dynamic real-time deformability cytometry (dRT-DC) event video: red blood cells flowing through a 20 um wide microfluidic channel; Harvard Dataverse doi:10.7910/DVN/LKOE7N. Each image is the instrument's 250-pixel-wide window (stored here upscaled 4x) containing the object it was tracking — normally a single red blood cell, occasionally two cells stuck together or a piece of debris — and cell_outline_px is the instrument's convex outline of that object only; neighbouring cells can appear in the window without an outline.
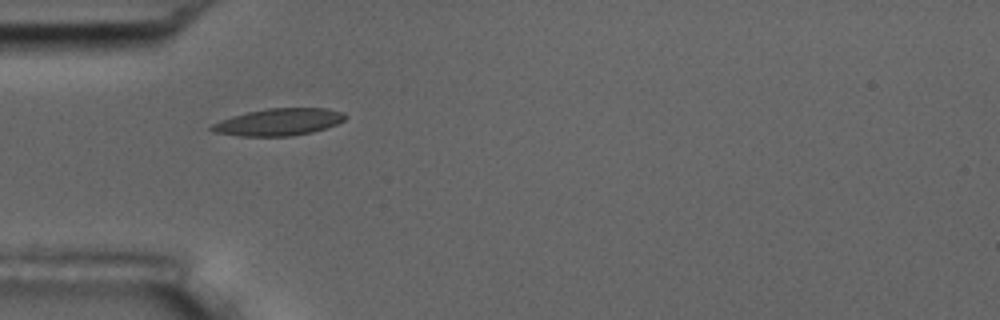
{"species": "common noctule bat (a hibernating species)", "species_latin": "Nyctalus noctula", "temperature_condition": "room temperature", "stored_images_in_passage": 2, "camera_frame_rate_fps": 3000, "um_per_image_px": 0.085, "animal": {"sex": "male", "body_mass_g": 17.5, "forearm_length_mm": 52.3}, "frame": {"image": 1, "passage_image": 1, "time_ms": 0.0, "image_size_px": [1000, 320], "cell_outline_px": [[348, 116], [344, 120], [336, 124], [312, 132], [292, 136], [240, 136], [212, 132], [208, 128], [212, 124], [220, 120], [232, 116], [248, 112], [268, 108], [328, 108], [344, 112]], "centroid_in_image_um": [23.68, 10.37], "position_along_channel_um": 61.3, "area_um2": 21.15}}